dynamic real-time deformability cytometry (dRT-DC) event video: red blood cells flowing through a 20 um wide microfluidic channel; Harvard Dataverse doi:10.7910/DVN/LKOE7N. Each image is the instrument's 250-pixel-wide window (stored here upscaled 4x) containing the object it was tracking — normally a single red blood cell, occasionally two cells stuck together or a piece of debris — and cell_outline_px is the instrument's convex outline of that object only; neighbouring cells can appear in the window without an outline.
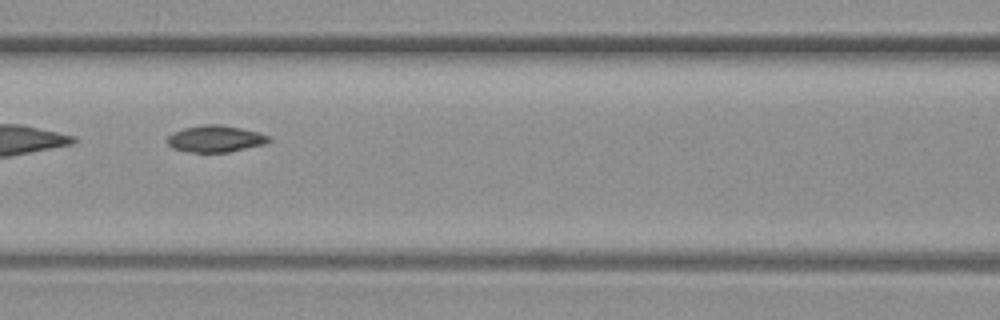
{"species": "common noctule bat (a hibernating species)", "species_latin": "Nyctalus noctula", "temperature_condition": "warm", "stored_images_in_passage": 13, "camera_frame_rate_fps": 3000, "um_per_image_px": 0.085, "animal": {"sex": "female", "body_mass_g": 19.3, "forearm_length_mm": 54.1}, "frame": {"image": 1, "passage_image": 7, "time_ms": 8.333, "image_size_px": [1000, 320], "cell_outline_px": [[272, 140], [264, 144], [228, 152], [188, 152], [172, 148], [168, 144], [168, 136], [184, 128], [204, 124], [220, 124], [240, 128], [256, 132], [268, 136]], "centroid_in_image_um": [18.3, 11.8], "position_along_channel_um": 148.3, "area_um2": 15.55}}
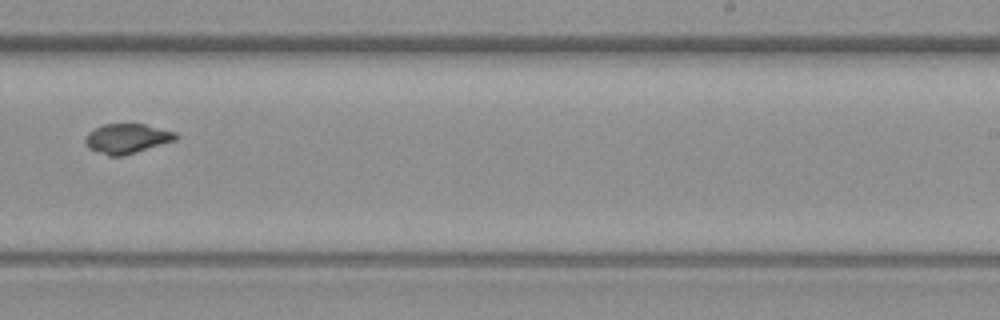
{"frame": {"image": 2, "passage_image": 10, "time_ms": 12.0, "image_size_px": [1000, 320], "cell_outline_px": [[180, 136], [176, 140], [124, 156], [108, 156], [88, 148], [84, 144], [84, 140], [88, 132], [104, 124], [144, 124], [176, 132]], "centroid_in_image_um": [10.79, 11.78], "position_along_channel_um": 278.2, "area_um2": 15.78}}
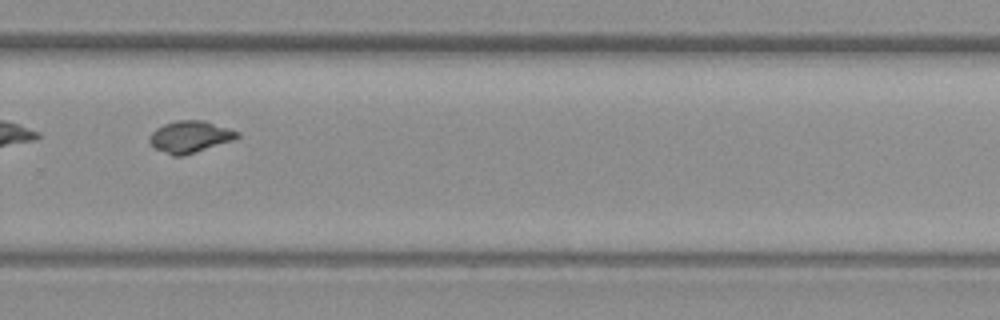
{"frame": {"image": 3, "passage_image": 11, "time_ms": 13.0, "image_size_px": [1000, 320], "cell_outline_px": [[240, 136], [232, 140], [184, 156], [172, 156], [152, 148], [148, 140], [148, 136], [156, 128], [164, 124], [176, 120], [204, 120], [240, 132]], "centroid_in_image_um": [16.09, 11.63], "position_along_channel_um": 313.7, "area_um2": 16.42}}